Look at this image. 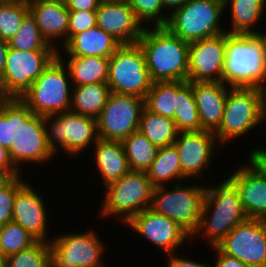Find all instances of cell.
I'll return each mask as SVG.
<instances>
[{"label":"cell","mask_w":266,"mask_h":267,"mask_svg":"<svg viewBox=\"0 0 266 267\" xmlns=\"http://www.w3.org/2000/svg\"><path fill=\"white\" fill-rule=\"evenodd\" d=\"M217 181L207 184L199 226L191 236V243L202 238L209 248L216 247L236 225L247 219L235 185L226 176Z\"/></svg>","instance_id":"cell-1"},{"label":"cell","mask_w":266,"mask_h":267,"mask_svg":"<svg viewBox=\"0 0 266 267\" xmlns=\"http://www.w3.org/2000/svg\"><path fill=\"white\" fill-rule=\"evenodd\" d=\"M222 83L228 87L266 90V32H226Z\"/></svg>","instance_id":"cell-2"},{"label":"cell","mask_w":266,"mask_h":267,"mask_svg":"<svg viewBox=\"0 0 266 267\" xmlns=\"http://www.w3.org/2000/svg\"><path fill=\"white\" fill-rule=\"evenodd\" d=\"M153 83L188 81L189 44L166 26L144 27L137 42Z\"/></svg>","instance_id":"cell-3"},{"label":"cell","mask_w":266,"mask_h":267,"mask_svg":"<svg viewBox=\"0 0 266 267\" xmlns=\"http://www.w3.org/2000/svg\"><path fill=\"white\" fill-rule=\"evenodd\" d=\"M103 189L97 217L112 218L125 226L136 214L150 208L154 186L146 172L130 170Z\"/></svg>","instance_id":"cell-4"},{"label":"cell","mask_w":266,"mask_h":267,"mask_svg":"<svg viewBox=\"0 0 266 267\" xmlns=\"http://www.w3.org/2000/svg\"><path fill=\"white\" fill-rule=\"evenodd\" d=\"M265 89L231 87L228 90L223 119L214 133L218 143L226 148L260 128ZM251 131V132H250ZM247 134V135H246Z\"/></svg>","instance_id":"cell-5"},{"label":"cell","mask_w":266,"mask_h":267,"mask_svg":"<svg viewBox=\"0 0 266 267\" xmlns=\"http://www.w3.org/2000/svg\"><path fill=\"white\" fill-rule=\"evenodd\" d=\"M43 122L47 143L56 157L60 153L71 160L81 158L82 153L87 156V150L99 139L97 119L93 117L67 111L43 116Z\"/></svg>","instance_id":"cell-6"},{"label":"cell","mask_w":266,"mask_h":267,"mask_svg":"<svg viewBox=\"0 0 266 267\" xmlns=\"http://www.w3.org/2000/svg\"><path fill=\"white\" fill-rule=\"evenodd\" d=\"M206 181L186 180L154 187L150 209L178 223L192 236L199 226Z\"/></svg>","instance_id":"cell-7"},{"label":"cell","mask_w":266,"mask_h":267,"mask_svg":"<svg viewBox=\"0 0 266 267\" xmlns=\"http://www.w3.org/2000/svg\"><path fill=\"white\" fill-rule=\"evenodd\" d=\"M8 154L21 174H25L23 170L28 165L43 167V164L52 163L56 157L46 140L43 116L32 113L18 98H16L15 138L8 149Z\"/></svg>","instance_id":"cell-8"},{"label":"cell","mask_w":266,"mask_h":267,"mask_svg":"<svg viewBox=\"0 0 266 267\" xmlns=\"http://www.w3.org/2000/svg\"><path fill=\"white\" fill-rule=\"evenodd\" d=\"M72 81L62 60L56 56L20 100L39 116L70 111Z\"/></svg>","instance_id":"cell-9"},{"label":"cell","mask_w":266,"mask_h":267,"mask_svg":"<svg viewBox=\"0 0 266 267\" xmlns=\"http://www.w3.org/2000/svg\"><path fill=\"white\" fill-rule=\"evenodd\" d=\"M224 14V0H188L169 16L166 27L191 43L226 33Z\"/></svg>","instance_id":"cell-10"},{"label":"cell","mask_w":266,"mask_h":267,"mask_svg":"<svg viewBox=\"0 0 266 267\" xmlns=\"http://www.w3.org/2000/svg\"><path fill=\"white\" fill-rule=\"evenodd\" d=\"M92 228V229H91ZM63 232L50 241L52 267H109L107 244L94 227L81 232ZM76 232V233H75ZM109 264V265H108Z\"/></svg>","instance_id":"cell-11"},{"label":"cell","mask_w":266,"mask_h":267,"mask_svg":"<svg viewBox=\"0 0 266 267\" xmlns=\"http://www.w3.org/2000/svg\"><path fill=\"white\" fill-rule=\"evenodd\" d=\"M107 84L110 92L145 99L153 82L138 43L122 44L109 58Z\"/></svg>","instance_id":"cell-12"},{"label":"cell","mask_w":266,"mask_h":267,"mask_svg":"<svg viewBox=\"0 0 266 267\" xmlns=\"http://www.w3.org/2000/svg\"><path fill=\"white\" fill-rule=\"evenodd\" d=\"M144 99L111 92L97 118L99 139L122 142L138 131Z\"/></svg>","instance_id":"cell-13"},{"label":"cell","mask_w":266,"mask_h":267,"mask_svg":"<svg viewBox=\"0 0 266 267\" xmlns=\"http://www.w3.org/2000/svg\"><path fill=\"white\" fill-rule=\"evenodd\" d=\"M125 228L132 230L129 233L135 232L133 234L143 238V241L146 239L156 250H163V255L180 252L185 243L191 244V235L185 229L150 208L136 214Z\"/></svg>","instance_id":"cell-14"},{"label":"cell","mask_w":266,"mask_h":267,"mask_svg":"<svg viewBox=\"0 0 266 267\" xmlns=\"http://www.w3.org/2000/svg\"><path fill=\"white\" fill-rule=\"evenodd\" d=\"M173 145L179 154L182 182L188 179L204 180L206 171L210 170V166L212 168L215 155L222 148L213 132L203 130L179 132Z\"/></svg>","instance_id":"cell-15"},{"label":"cell","mask_w":266,"mask_h":267,"mask_svg":"<svg viewBox=\"0 0 266 267\" xmlns=\"http://www.w3.org/2000/svg\"><path fill=\"white\" fill-rule=\"evenodd\" d=\"M56 56L57 50L19 51L9 47L2 75L7 93L20 99Z\"/></svg>","instance_id":"cell-16"},{"label":"cell","mask_w":266,"mask_h":267,"mask_svg":"<svg viewBox=\"0 0 266 267\" xmlns=\"http://www.w3.org/2000/svg\"><path fill=\"white\" fill-rule=\"evenodd\" d=\"M216 247L250 267H266V220L247 218Z\"/></svg>","instance_id":"cell-17"},{"label":"cell","mask_w":266,"mask_h":267,"mask_svg":"<svg viewBox=\"0 0 266 267\" xmlns=\"http://www.w3.org/2000/svg\"><path fill=\"white\" fill-rule=\"evenodd\" d=\"M245 159L224 174L237 188L247 218L266 220V173L249 155Z\"/></svg>","instance_id":"cell-18"},{"label":"cell","mask_w":266,"mask_h":267,"mask_svg":"<svg viewBox=\"0 0 266 267\" xmlns=\"http://www.w3.org/2000/svg\"><path fill=\"white\" fill-rule=\"evenodd\" d=\"M29 182L28 179L16 192L12 221L21 225L37 241L50 242L52 236L48 232L50 231L51 218L49 215L51 212L45 203V197H42L44 195H41L42 192L39 193L40 189L34 188V184Z\"/></svg>","instance_id":"cell-19"},{"label":"cell","mask_w":266,"mask_h":267,"mask_svg":"<svg viewBox=\"0 0 266 267\" xmlns=\"http://www.w3.org/2000/svg\"><path fill=\"white\" fill-rule=\"evenodd\" d=\"M226 33L189 44L188 82H222Z\"/></svg>","instance_id":"cell-20"},{"label":"cell","mask_w":266,"mask_h":267,"mask_svg":"<svg viewBox=\"0 0 266 267\" xmlns=\"http://www.w3.org/2000/svg\"><path fill=\"white\" fill-rule=\"evenodd\" d=\"M96 26L121 44L137 43L144 29L125 0H102L96 9Z\"/></svg>","instance_id":"cell-21"},{"label":"cell","mask_w":266,"mask_h":267,"mask_svg":"<svg viewBox=\"0 0 266 267\" xmlns=\"http://www.w3.org/2000/svg\"><path fill=\"white\" fill-rule=\"evenodd\" d=\"M28 7L44 39L56 50L61 49L67 43L69 10L66 3L30 0Z\"/></svg>","instance_id":"cell-22"},{"label":"cell","mask_w":266,"mask_h":267,"mask_svg":"<svg viewBox=\"0 0 266 267\" xmlns=\"http://www.w3.org/2000/svg\"><path fill=\"white\" fill-rule=\"evenodd\" d=\"M230 88L222 82H192L201 131L215 133L218 130Z\"/></svg>","instance_id":"cell-23"},{"label":"cell","mask_w":266,"mask_h":267,"mask_svg":"<svg viewBox=\"0 0 266 267\" xmlns=\"http://www.w3.org/2000/svg\"><path fill=\"white\" fill-rule=\"evenodd\" d=\"M90 150L93 151L91 164L93 163V168L95 166V171L98 172L96 175L101 184L103 183L102 187L118 181L131 170L120 141L98 139Z\"/></svg>","instance_id":"cell-24"},{"label":"cell","mask_w":266,"mask_h":267,"mask_svg":"<svg viewBox=\"0 0 266 267\" xmlns=\"http://www.w3.org/2000/svg\"><path fill=\"white\" fill-rule=\"evenodd\" d=\"M121 45L112 35L94 26L74 35L61 49L57 50V56L110 58Z\"/></svg>","instance_id":"cell-25"},{"label":"cell","mask_w":266,"mask_h":267,"mask_svg":"<svg viewBox=\"0 0 266 267\" xmlns=\"http://www.w3.org/2000/svg\"><path fill=\"white\" fill-rule=\"evenodd\" d=\"M224 12L225 15L230 14L227 18H230L231 23L225 25L227 33L259 34L266 32V27H258L266 18V0H224Z\"/></svg>","instance_id":"cell-26"},{"label":"cell","mask_w":266,"mask_h":267,"mask_svg":"<svg viewBox=\"0 0 266 267\" xmlns=\"http://www.w3.org/2000/svg\"><path fill=\"white\" fill-rule=\"evenodd\" d=\"M69 71L73 87L107 83L109 58L86 56H58Z\"/></svg>","instance_id":"cell-27"},{"label":"cell","mask_w":266,"mask_h":267,"mask_svg":"<svg viewBox=\"0 0 266 267\" xmlns=\"http://www.w3.org/2000/svg\"><path fill=\"white\" fill-rule=\"evenodd\" d=\"M110 93L107 83H94L73 87L70 111L97 119Z\"/></svg>","instance_id":"cell-28"},{"label":"cell","mask_w":266,"mask_h":267,"mask_svg":"<svg viewBox=\"0 0 266 267\" xmlns=\"http://www.w3.org/2000/svg\"><path fill=\"white\" fill-rule=\"evenodd\" d=\"M146 173L154 187L182 182L177 148L174 145L159 148L156 158Z\"/></svg>","instance_id":"cell-29"},{"label":"cell","mask_w":266,"mask_h":267,"mask_svg":"<svg viewBox=\"0 0 266 267\" xmlns=\"http://www.w3.org/2000/svg\"><path fill=\"white\" fill-rule=\"evenodd\" d=\"M138 130L158 148L173 145L179 133L173 119L152 113L145 107Z\"/></svg>","instance_id":"cell-30"},{"label":"cell","mask_w":266,"mask_h":267,"mask_svg":"<svg viewBox=\"0 0 266 267\" xmlns=\"http://www.w3.org/2000/svg\"><path fill=\"white\" fill-rule=\"evenodd\" d=\"M178 111L174 122L178 132H199L201 123L192 91V82L177 81Z\"/></svg>","instance_id":"cell-31"},{"label":"cell","mask_w":266,"mask_h":267,"mask_svg":"<svg viewBox=\"0 0 266 267\" xmlns=\"http://www.w3.org/2000/svg\"><path fill=\"white\" fill-rule=\"evenodd\" d=\"M144 106L152 113L174 120L178 111L177 81L153 83L144 99Z\"/></svg>","instance_id":"cell-32"},{"label":"cell","mask_w":266,"mask_h":267,"mask_svg":"<svg viewBox=\"0 0 266 267\" xmlns=\"http://www.w3.org/2000/svg\"><path fill=\"white\" fill-rule=\"evenodd\" d=\"M131 170L146 172L156 158L158 147L139 130L122 141Z\"/></svg>","instance_id":"cell-33"},{"label":"cell","mask_w":266,"mask_h":267,"mask_svg":"<svg viewBox=\"0 0 266 267\" xmlns=\"http://www.w3.org/2000/svg\"><path fill=\"white\" fill-rule=\"evenodd\" d=\"M8 43L10 48L19 51L56 50L44 39L30 12L24 17L17 33Z\"/></svg>","instance_id":"cell-34"},{"label":"cell","mask_w":266,"mask_h":267,"mask_svg":"<svg viewBox=\"0 0 266 267\" xmlns=\"http://www.w3.org/2000/svg\"><path fill=\"white\" fill-rule=\"evenodd\" d=\"M36 242L31 234L13 221L0 226V250L7 257L30 248Z\"/></svg>","instance_id":"cell-35"},{"label":"cell","mask_w":266,"mask_h":267,"mask_svg":"<svg viewBox=\"0 0 266 267\" xmlns=\"http://www.w3.org/2000/svg\"><path fill=\"white\" fill-rule=\"evenodd\" d=\"M6 267H52L50 242L37 241L30 248L8 256Z\"/></svg>","instance_id":"cell-36"},{"label":"cell","mask_w":266,"mask_h":267,"mask_svg":"<svg viewBox=\"0 0 266 267\" xmlns=\"http://www.w3.org/2000/svg\"><path fill=\"white\" fill-rule=\"evenodd\" d=\"M28 13V3L0 1V39L8 42Z\"/></svg>","instance_id":"cell-37"},{"label":"cell","mask_w":266,"mask_h":267,"mask_svg":"<svg viewBox=\"0 0 266 267\" xmlns=\"http://www.w3.org/2000/svg\"><path fill=\"white\" fill-rule=\"evenodd\" d=\"M133 9L137 20L144 27L166 26L169 14L164 10L162 0H125ZM149 24V25H148Z\"/></svg>","instance_id":"cell-38"},{"label":"cell","mask_w":266,"mask_h":267,"mask_svg":"<svg viewBox=\"0 0 266 267\" xmlns=\"http://www.w3.org/2000/svg\"><path fill=\"white\" fill-rule=\"evenodd\" d=\"M25 174L4 178L0 182V226L12 221L16 192L27 182Z\"/></svg>","instance_id":"cell-39"},{"label":"cell","mask_w":266,"mask_h":267,"mask_svg":"<svg viewBox=\"0 0 266 267\" xmlns=\"http://www.w3.org/2000/svg\"><path fill=\"white\" fill-rule=\"evenodd\" d=\"M16 131V98H12L0 110V145L10 148Z\"/></svg>","instance_id":"cell-40"},{"label":"cell","mask_w":266,"mask_h":267,"mask_svg":"<svg viewBox=\"0 0 266 267\" xmlns=\"http://www.w3.org/2000/svg\"><path fill=\"white\" fill-rule=\"evenodd\" d=\"M96 26V10L69 11L67 42L76 34Z\"/></svg>","instance_id":"cell-41"},{"label":"cell","mask_w":266,"mask_h":267,"mask_svg":"<svg viewBox=\"0 0 266 267\" xmlns=\"http://www.w3.org/2000/svg\"><path fill=\"white\" fill-rule=\"evenodd\" d=\"M180 253L175 252L173 254L165 255V258L167 259L165 267H212L213 260L211 262H204V260L201 262L200 258L199 260H196L192 259L193 257L190 258V256H185L184 252L182 253L180 251Z\"/></svg>","instance_id":"cell-42"},{"label":"cell","mask_w":266,"mask_h":267,"mask_svg":"<svg viewBox=\"0 0 266 267\" xmlns=\"http://www.w3.org/2000/svg\"><path fill=\"white\" fill-rule=\"evenodd\" d=\"M209 249L211 253L212 251H214L213 254L215 253V257H212L215 261L212 263V267H250L237 258L225 255L217 247H211Z\"/></svg>","instance_id":"cell-43"},{"label":"cell","mask_w":266,"mask_h":267,"mask_svg":"<svg viewBox=\"0 0 266 267\" xmlns=\"http://www.w3.org/2000/svg\"><path fill=\"white\" fill-rule=\"evenodd\" d=\"M0 174L5 178H11L21 173L16 169L10 160L8 150L0 145Z\"/></svg>","instance_id":"cell-44"},{"label":"cell","mask_w":266,"mask_h":267,"mask_svg":"<svg viewBox=\"0 0 266 267\" xmlns=\"http://www.w3.org/2000/svg\"><path fill=\"white\" fill-rule=\"evenodd\" d=\"M102 0H67L66 6L69 11L96 10Z\"/></svg>","instance_id":"cell-45"},{"label":"cell","mask_w":266,"mask_h":267,"mask_svg":"<svg viewBox=\"0 0 266 267\" xmlns=\"http://www.w3.org/2000/svg\"><path fill=\"white\" fill-rule=\"evenodd\" d=\"M249 156L263 169L266 173V150L254 149Z\"/></svg>","instance_id":"cell-46"},{"label":"cell","mask_w":266,"mask_h":267,"mask_svg":"<svg viewBox=\"0 0 266 267\" xmlns=\"http://www.w3.org/2000/svg\"><path fill=\"white\" fill-rule=\"evenodd\" d=\"M187 1L188 0H162L164 10L168 12L169 15L181 8Z\"/></svg>","instance_id":"cell-47"},{"label":"cell","mask_w":266,"mask_h":267,"mask_svg":"<svg viewBox=\"0 0 266 267\" xmlns=\"http://www.w3.org/2000/svg\"><path fill=\"white\" fill-rule=\"evenodd\" d=\"M9 49V43L0 39V76L2 77L6 62V55Z\"/></svg>","instance_id":"cell-48"},{"label":"cell","mask_w":266,"mask_h":267,"mask_svg":"<svg viewBox=\"0 0 266 267\" xmlns=\"http://www.w3.org/2000/svg\"><path fill=\"white\" fill-rule=\"evenodd\" d=\"M12 99L5 90L2 77L0 76V110Z\"/></svg>","instance_id":"cell-49"},{"label":"cell","mask_w":266,"mask_h":267,"mask_svg":"<svg viewBox=\"0 0 266 267\" xmlns=\"http://www.w3.org/2000/svg\"><path fill=\"white\" fill-rule=\"evenodd\" d=\"M263 124H266V94H265L264 101H263L262 126H263ZM263 127H265L264 129H266V125ZM262 147L263 146L260 145V146H257L255 148H251L250 152L247 153V155H249L254 149H265L266 150L265 146L263 148Z\"/></svg>","instance_id":"cell-50"},{"label":"cell","mask_w":266,"mask_h":267,"mask_svg":"<svg viewBox=\"0 0 266 267\" xmlns=\"http://www.w3.org/2000/svg\"><path fill=\"white\" fill-rule=\"evenodd\" d=\"M7 256L0 250V267H6Z\"/></svg>","instance_id":"cell-51"},{"label":"cell","mask_w":266,"mask_h":267,"mask_svg":"<svg viewBox=\"0 0 266 267\" xmlns=\"http://www.w3.org/2000/svg\"><path fill=\"white\" fill-rule=\"evenodd\" d=\"M0 1L28 3L30 0H0Z\"/></svg>","instance_id":"cell-52"},{"label":"cell","mask_w":266,"mask_h":267,"mask_svg":"<svg viewBox=\"0 0 266 267\" xmlns=\"http://www.w3.org/2000/svg\"><path fill=\"white\" fill-rule=\"evenodd\" d=\"M46 1H62V2H66L67 0H46Z\"/></svg>","instance_id":"cell-53"},{"label":"cell","mask_w":266,"mask_h":267,"mask_svg":"<svg viewBox=\"0 0 266 267\" xmlns=\"http://www.w3.org/2000/svg\"><path fill=\"white\" fill-rule=\"evenodd\" d=\"M5 177L0 174V182L4 179Z\"/></svg>","instance_id":"cell-54"}]
</instances>
